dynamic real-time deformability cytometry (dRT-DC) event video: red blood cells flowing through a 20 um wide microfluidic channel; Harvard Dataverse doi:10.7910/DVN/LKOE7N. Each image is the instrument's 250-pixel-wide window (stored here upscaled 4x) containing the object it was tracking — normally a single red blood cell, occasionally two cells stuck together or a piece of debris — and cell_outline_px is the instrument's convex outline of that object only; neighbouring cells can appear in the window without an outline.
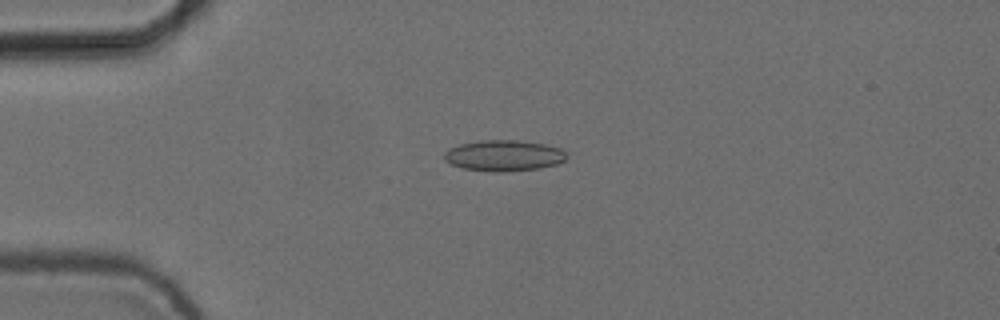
{"species": "common noctule bat (a hibernating species)", "species_latin": "Nyctalus noctula", "temperature_condition": "cold", "stored_images_in_passage": 5, "camera_frame_rate_fps": 3000, "um_per_image_px": 0.085, "animal": {"sex": "female", "body_mass_g": 24.6, "forearm_length_mm": 56.2}, "frame": {"image": 1, "passage_image": 4, "time_ms": 1.0, "image_size_px": [1000, 320], "cell_outline_px": [[568, 156], [564, 160], [556, 164], [540, 168], [508, 172], [496, 172], [464, 168], [452, 164], [444, 160], [444, 152], [448, 148], [460, 144], [480, 140], [516, 140], [544, 144], [560, 148]], "centroid_in_image_um": [42.81, 13.22], "position_along_channel_um": 42.2, "area_um2": 22.08}}